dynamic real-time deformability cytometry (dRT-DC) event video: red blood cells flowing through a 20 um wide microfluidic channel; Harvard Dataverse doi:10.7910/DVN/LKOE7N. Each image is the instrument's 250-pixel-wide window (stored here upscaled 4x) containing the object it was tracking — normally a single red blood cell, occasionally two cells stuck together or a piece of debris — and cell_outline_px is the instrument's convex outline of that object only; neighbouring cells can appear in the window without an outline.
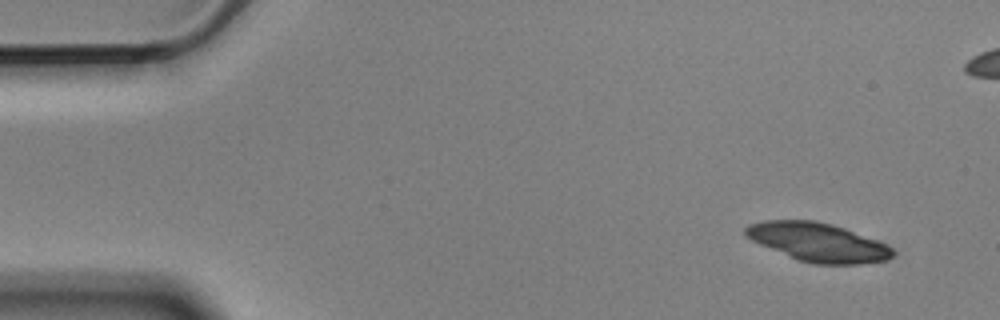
{"species": "Egyptian fruit bat (a non-hibernating species)", "species_latin": "Rousettus aegyptiacus", "temperature_condition": "cold", "stored_images_in_passage": 5, "camera_frame_rate_fps": 3000, "um_per_image_px": 0.085, "animal": {"sex": "male"}, "frame": {"image": 1, "passage_image": 1, "time_ms": 0.0, "image_size_px": [1000, 320], "cell_outline_px": [[896, 252], [888, 260], [860, 264], [816, 264], [800, 260], [760, 244], [752, 240], [744, 232], [744, 228], [748, 224], [764, 220], [816, 220], [832, 224], [844, 228], [876, 240], [892, 248]], "centroid_in_image_um": [69.53, 20.58], "position_along_channel_um": 15.5, "area_um2": 32.83}}